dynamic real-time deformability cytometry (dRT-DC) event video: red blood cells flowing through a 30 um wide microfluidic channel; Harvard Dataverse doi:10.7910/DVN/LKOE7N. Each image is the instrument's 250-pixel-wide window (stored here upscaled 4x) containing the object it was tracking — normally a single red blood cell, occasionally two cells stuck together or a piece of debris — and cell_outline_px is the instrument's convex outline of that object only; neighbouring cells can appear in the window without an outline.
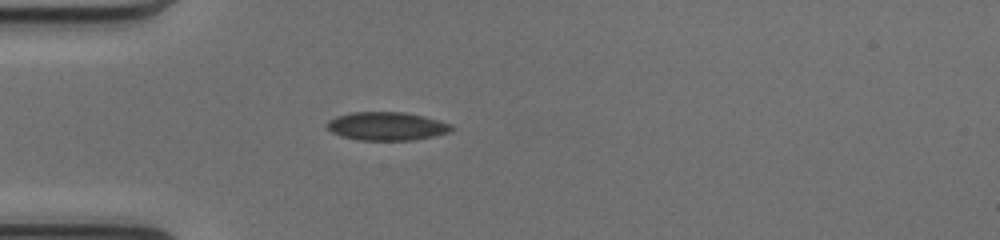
{"species": "common noctule bat (a hibernating species)", "species_latin": "Nyctalus noctula", "temperature_condition": "cold", "stored_images_in_passage": 36, "camera_frame_rate_fps": 3000, "um_per_image_px": 0.085, "animal": {"sex": "female", "body_mass_g": 17.0, "forearm_length_mm": 48.0}, "frame": {"image": 1, "passage_image": 1, "time_ms": 0.0, "image_size_px": [1000, 240], "cell_outline_px": [[456, 128], [452, 132], [412, 140], [360, 140], [340, 136], [332, 132], [328, 128], [328, 120], [336, 116], [352, 112], [404, 112], [424, 116], [452, 124]], "centroid_in_image_um": [32.91, 10.72], "position_along_channel_um": 52.1, "area_um2": 20.63}}
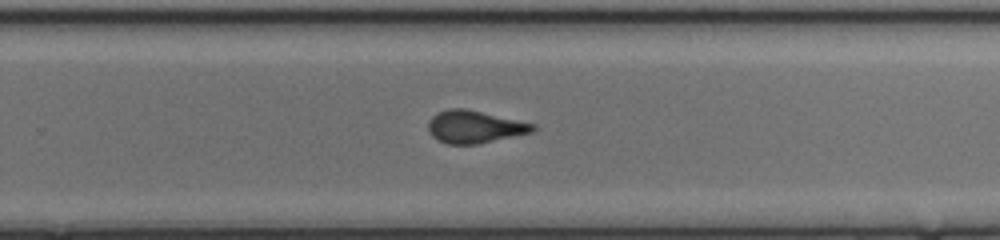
{"frame": {"image": 2, "passage_image": 19, "time_ms": 6.0, "image_size_px": [1000, 240], "cell_outline_px": [[536, 128], [532, 132], [480, 144], [448, 144], [436, 140], [428, 132], [428, 120], [436, 112], [448, 108], [464, 108], [536, 124]], "centroid_in_image_um": [40.3, 10.78], "position_along_channel_um": 289.5, "area_um2": 20.0}}
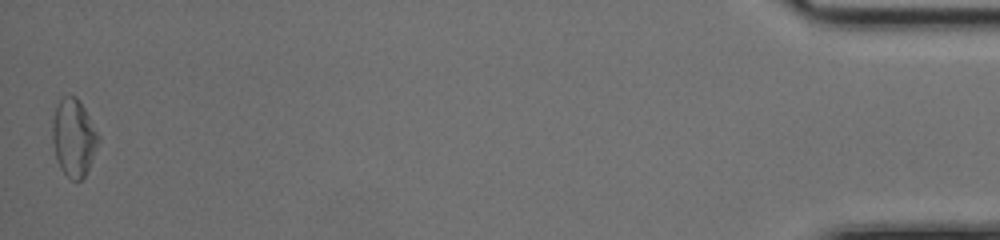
{"frame": {"image": 3, "passage_image": 36, "time_ms": 11.667, "image_size_px": [1000, 240], "cell_outline_px": [[100, 140], [88, 168], [84, 176], [80, 180], [72, 180], [60, 168], [56, 156], [52, 140], [52, 124], [56, 108], [60, 100], [64, 96], [76, 96], [84, 108], [100, 136]], "centroid_in_image_um": [6.27, 11.7], "position_along_channel_um": 428.9, "area_um2": 20.4}, "authors_computed_cell_mechanics": {"area_um2": 20.1144, "velocity_mm_per_s": 4.1336, "shape_relaxation_time_tau1_ms": 8.813, "shape_relaxation_time_tau2_ms": 1.2598, "deformation_change_tau1": 0.2046, "deformation_change_tau2": 0.0634}}